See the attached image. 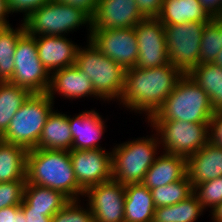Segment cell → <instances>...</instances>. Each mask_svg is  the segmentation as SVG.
Returning a JSON list of instances; mask_svg holds the SVG:
<instances>
[{
  "label": "cell",
  "mask_w": 222,
  "mask_h": 222,
  "mask_svg": "<svg viewBox=\"0 0 222 222\" xmlns=\"http://www.w3.org/2000/svg\"><path fill=\"white\" fill-rule=\"evenodd\" d=\"M23 23L26 31L35 37L65 36V33L87 24L86 26H89L87 41L91 37L92 19L81 9L54 0L35 10Z\"/></svg>",
  "instance_id": "52a82bcc"
},
{
  "label": "cell",
  "mask_w": 222,
  "mask_h": 222,
  "mask_svg": "<svg viewBox=\"0 0 222 222\" xmlns=\"http://www.w3.org/2000/svg\"><path fill=\"white\" fill-rule=\"evenodd\" d=\"M26 183L60 191L70 200L84 195L75 177L69 151L66 150H28Z\"/></svg>",
  "instance_id": "7a4b0ae2"
},
{
  "label": "cell",
  "mask_w": 222,
  "mask_h": 222,
  "mask_svg": "<svg viewBox=\"0 0 222 222\" xmlns=\"http://www.w3.org/2000/svg\"><path fill=\"white\" fill-rule=\"evenodd\" d=\"M209 141L222 148V110L215 111L210 119Z\"/></svg>",
  "instance_id": "d590c367"
},
{
  "label": "cell",
  "mask_w": 222,
  "mask_h": 222,
  "mask_svg": "<svg viewBox=\"0 0 222 222\" xmlns=\"http://www.w3.org/2000/svg\"><path fill=\"white\" fill-rule=\"evenodd\" d=\"M186 169L193 188L222 176V148L208 141L195 154L186 158Z\"/></svg>",
  "instance_id": "d6986e66"
},
{
  "label": "cell",
  "mask_w": 222,
  "mask_h": 222,
  "mask_svg": "<svg viewBox=\"0 0 222 222\" xmlns=\"http://www.w3.org/2000/svg\"><path fill=\"white\" fill-rule=\"evenodd\" d=\"M28 150L0 139V182L26 180Z\"/></svg>",
  "instance_id": "d4e9b609"
},
{
  "label": "cell",
  "mask_w": 222,
  "mask_h": 222,
  "mask_svg": "<svg viewBox=\"0 0 222 222\" xmlns=\"http://www.w3.org/2000/svg\"><path fill=\"white\" fill-rule=\"evenodd\" d=\"M73 137L68 123V115L54 110L49 114L42 129L37 149L72 150Z\"/></svg>",
  "instance_id": "7402d4cb"
},
{
  "label": "cell",
  "mask_w": 222,
  "mask_h": 222,
  "mask_svg": "<svg viewBox=\"0 0 222 222\" xmlns=\"http://www.w3.org/2000/svg\"><path fill=\"white\" fill-rule=\"evenodd\" d=\"M188 75L209 95L214 110H222V67L215 63H200Z\"/></svg>",
  "instance_id": "484cf974"
},
{
  "label": "cell",
  "mask_w": 222,
  "mask_h": 222,
  "mask_svg": "<svg viewBox=\"0 0 222 222\" xmlns=\"http://www.w3.org/2000/svg\"><path fill=\"white\" fill-rule=\"evenodd\" d=\"M84 11L91 19L96 13L98 0H54Z\"/></svg>",
  "instance_id": "f35d334b"
},
{
  "label": "cell",
  "mask_w": 222,
  "mask_h": 222,
  "mask_svg": "<svg viewBox=\"0 0 222 222\" xmlns=\"http://www.w3.org/2000/svg\"><path fill=\"white\" fill-rule=\"evenodd\" d=\"M219 31L222 34V16L219 17Z\"/></svg>",
  "instance_id": "f6af8a7d"
},
{
  "label": "cell",
  "mask_w": 222,
  "mask_h": 222,
  "mask_svg": "<svg viewBox=\"0 0 222 222\" xmlns=\"http://www.w3.org/2000/svg\"><path fill=\"white\" fill-rule=\"evenodd\" d=\"M157 18L163 25L212 20L198 0H164Z\"/></svg>",
  "instance_id": "44dd1931"
},
{
  "label": "cell",
  "mask_w": 222,
  "mask_h": 222,
  "mask_svg": "<svg viewBox=\"0 0 222 222\" xmlns=\"http://www.w3.org/2000/svg\"><path fill=\"white\" fill-rule=\"evenodd\" d=\"M203 211L198 197L193 193L177 204L155 208L152 222H195Z\"/></svg>",
  "instance_id": "83f0119b"
},
{
  "label": "cell",
  "mask_w": 222,
  "mask_h": 222,
  "mask_svg": "<svg viewBox=\"0 0 222 222\" xmlns=\"http://www.w3.org/2000/svg\"><path fill=\"white\" fill-rule=\"evenodd\" d=\"M214 112L209 95L188 74H184L162 107L149 120L209 123Z\"/></svg>",
  "instance_id": "3957f363"
},
{
  "label": "cell",
  "mask_w": 222,
  "mask_h": 222,
  "mask_svg": "<svg viewBox=\"0 0 222 222\" xmlns=\"http://www.w3.org/2000/svg\"><path fill=\"white\" fill-rule=\"evenodd\" d=\"M70 117L68 123L73 137L72 150L105 149L98 143L106 127L99 113L91 109Z\"/></svg>",
  "instance_id": "ac0fdd59"
},
{
  "label": "cell",
  "mask_w": 222,
  "mask_h": 222,
  "mask_svg": "<svg viewBox=\"0 0 222 222\" xmlns=\"http://www.w3.org/2000/svg\"><path fill=\"white\" fill-rule=\"evenodd\" d=\"M157 132L163 152L189 157L209 141V123L180 120H148Z\"/></svg>",
  "instance_id": "ba28073f"
},
{
  "label": "cell",
  "mask_w": 222,
  "mask_h": 222,
  "mask_svg": "<svg viewBox=\"0 0 222 222\" xmlns=\"http://www.w3.org/2000/svg\"><path fill=\"white\" fill-rule=\"evenodd\" d=\"M183 75L171 63L155 68H128L119 102L135 113L145 112L149 120L162 107Z\"/></svg>",
  "instance_id": "6da1fadb"
},
{
  "label": "cell",
  "mask_w": 222,
  "mask_h": 222,
  "mask_svg": "<svg viewBox=\"0 0 222 222\" xmlns=\"http://www.w3.org/2000/svg\"><path fill=\"white\" fill-rule=\"evenodd\" d=\"M206 23L208 22L164 25L168 59L183 74H188L200 64L201 36Z\"/></svg>",
  "instance_id": "30bf717a"
},
{
  "label": "cell",
  "mask_w": 222,
  "mask_h": 222,
  "mask_svg": "<svg viewBox=\"0 0 222 222\" xmlns=\"http://www.w3.org/2000/svg\"><path fill=\"white\" fill-rule=\"evenodd\" d=\"M159 145L157 134H153L149 138L147 135L114 146L111 152L112 179L123 185L142 183L158 155Z\"/></svg>",
  "instance_id": "5b68a950"
},
{
  "label": "cell",
  "mask_w": 222,
  "mask_h": 222,
  "mask_svg": "<svg viewBox=\"0 0 222 222\" xmlns=\"http://www.w3.org/2000/svg\"><path fill=\"white\" fill-rule=\"evenodd\" d=\"M78 185L87 188L112 179V154L105 149L70 150Z\"/></svg>",
  "instance_id": "5bb4252c"
},
{
  "label": "cell",
  "mask_w": 222,
  "mask_h": 222,
  "mask_svg": "<svg viewBox=\"0 0 222 222\" xmlns=\"http://www.w3.org/2000/svg\"><path fill=\"white\" fill-rule=\"evenodd\" d=\"M157 156L142 184L149 190L183 179L187 175L186 157L166 152Z\"/></svg>",
  "instance_id": "ffe728a7"
},
{
  "label": "cell",
  "mask_w": 222,
  "mask_h": 222,
  "mask_svg": "<svg viewBox=\"0 0 222 222\" xmlns=\"http://www.w3.org/2000/svg\"><path fill=\"white\" fill-rule=\"evenodd\" d=\"M145 18L135 0H98L91 28L120 29L135 27Z\"/></svg>",
  "instance_id": "9a60e30c"
},
{
  "label": "cell",
  "mask_w": 222,
  "mask_h": 222,
  "mask_svg": "<svg viewBox=\"0 0 222 222\" xmlns=\"http://www.w3.org/2000/svg\"><path fill=\"white\" fill-rule=\"evenodd\" d=\"M10 14L6 0H0V28H4L10 26L9 21H7L6 17Z\"/></svg>",
  "instance_id": "b9f144b4"
},
{
  "label": "cell",
  "mask_w": 222,
  "mask_h": 222,
  "mask_svg": "<svg viewBox=\"0 0 222 222\" xmlns=\"http://www.w3.org/2000/svg\"><path fill=\"white\" fill-rule=\"evenodd\" d=\"M154 211L151 190L142 183L125 185L124 222H152Z\"/></svg>",
  "instance_id": "603a6c76"
},
{
  "label": "cell",
  "mask_w": 222,
  "mask_h": 222,
  "mask_svg": "<svg viewBox=\"0 0 222 222\" xmlns=\"http://www.w3.org/2000/svg\"><path fill=\"white\" fill-rule=\"evenodd\" d=\"M89 40L104 55L125 69L135 67L139 52L134 27L120 29L91 28Z\"/></svg>",
  "instance_id": "8fae6325"
},
{
  "label": "cell",
  "mask_w": 222,
  "mask_h": 222,
  "mask_svg": "<svg viewBox=\"0 0 222 222\" xmlns=\"http://www.w3.org/2000/svg\"><path fill=\"white\" fill-rule=\"evenodd\" d=\"M51 0H6L10 13H24L23 20L29 17L35 10L42 7Z\"/></svg>",
  "instance_id": "e575fe53"
},
{
  "label": "cell",
  "mask_w": 222,
  "mask_h": 222,
  "mask_svg": "<svg viewBox=\"0 0 222 222\" xmlns=\"http://www.w3.org/2000/svg\"><path fill=\"white\" fill-rule=\"evenodd\" d=\"M54 102L47 93H32L11 119L0 139L27 150L35 149Z\"/></svg>",
  "instance_id": "8992f818"
},
{
  "label": "cell",
  "mask_w": 222,
  "mask_h": 222,
  "mask_svg": "<svg viewBox=\"0 0 222 222\" xmlns=\"http://www.w3.org/2000/svg\"><path fill=\"white\" fill-rule=\"evenodd\" d=\"M70 199L57 190L36 184L26 183L23 202L31 211L42 212L45 216H54L63 209Z\"/></svg>",
  "instance_id": "cb8c5ba5"
},
{
  "label": "cell",
  "mask_w": 222,
  "mask_h": 222,
  "mask_svg": "<svg viewBox=\"0 0 222 222\" xmlns=\"http://www.w3.org/2000/svg\"><path fill=\"white\" fill-rule=\"evenodd\" d=\"M80 201V199L70 200L52 217L51 222H93L89 206L86 209L81 207Z\"/></svg>",
  "instance_id": "d6a6232c"
},
{
  "label": "cell",
  "mask_w": 222,
  "mask_h": 222,
  "mask_svg": "<svg viewBox=\"0 0 222 222\" xmlns=\"http://www.w3.org/2000/svg\"><path fill=\"white\" fill-rule=\"evenodd\" d=\"M59 93L68 99H80L82 97L100 98L94 90L93 83L89 76L79 70L76 65L68 66L51 72L50 85L47 94L54 101L53 95Z\"/></svg>",
  "instance_id": "2e32d148"
},
{
  "label": "cell",
  "mask_w": 222,
  "mask_h": 222,
  "mask_svg": "<svg viewBox=\"0 0 222 222\" xmlns=\"http://www.w3.org/2000/svg\"><path fill=\"white\" fill-rule=\"evenodd\" d=\"M38 56L41 63L51 74V71L75 65L79 46L65 36L36 37Z\"/></svg>",
  "instance_id": "e0dca14e"
},
{
  "label": "cell",
  "mask_w": 222,
  "mask_h": 222,
  "mask_svg": "<svg viewBox=\"0 0 222 222\" xmlns=\"http://www.w3.org/2000/svg\"><path fill=\"white\" fill-rule=\"evenodd\" d=\"M26 180L0 182V209L21 205L24 198Z\"/></svg>",
  "instance_id": "836d02e7"
},
{
  "label": "cell",
  "mask_w": 222,
  "mask_h": 222,
  "mask_svg": "<svg viewBox=\"0 0 222 222\" xmlns=\"http://www.w3.org/2000/svg\"><path fill=\"white\" fill-rule=\"evenodd\" d=\"M26 32L22 22L20 27L0 28V82H9L14 72V53L20 37Z\"/></svg>",
  "instance_id": "f1b7e54d"
},
{
  "label": "cell",
  "mask_w": 222,
  "mask_h": 222,
  "mask_svg": "<svg viewBox=\"0 0 222 222\" xmlns=\"http://www.w3.org/2000/svg\"><path fill=\"white\" fill-rule=\"evenodd\" d=\"M13 58L14 72L9 83L31 93H47L51 74L39 59L36 37L26 31L17 43Z\"/></svg>",
  "instance_id": "9c48e42d"
},
{
  "label": "cell",
  "mask_w": 222,
  "mask_h": 222,
  "mask_svg": "<svg viewBox=\"0 0 222 222\" xmlns=\"http://www.w3.org/2000/svg\"><path fill=\"white\" fill-rule=\"evenodd\" d=\"M87 43L86 48L78 49L76 67L89 76L100 100L119 101L124 91L126 69L104 55L90 40Z\"/></svg>",
  "instance_id": "277c9868"
},
{
  "label": "cell",
  "mask_w": 222,
  "mask_h": 222,
  "mask_svg": "<svg viewBox=\"0 0 222 222\" xmlns=\"http://www.w3.org/2000/svg\"><path fill=\"white\" fill-rule=\"evenodd\" d=\"M134 30L139 52L136 67L155 68L170 63L164 25L157 17L141 20Z\"/></svg>",
  "instance_id": "4fadbf2b"
},
{
  "label": "cell",
  "mask_w": 222,
  "mask_h": 222,
  "mask_svg": "<svg viewBox=\"0 0 222 222\" xmlns=\"http://www.w3.org/2000/svg\"><path fill=\"white\" fill-rule=\"evenodd\" d=\"M25 214V222H51L53 216H45L42 212L31 211V209L22 201L20 205Z\"/></svg>",
  "instance_id": "60d3db41"
},
{
  "label": "cell",
  "mask_w": 222,
  "mask_h": 222,
  "mask_svg": "<svg viewBox=\"0 0 222 222\" xmlns=\"http://www.w3.org/2000/svg\"><path fill=\"white\" fill-rule=\"evenodd\" d=\"M193 189L203 209L209 207L213 211L222 202V176L199 183Z\"/></svg>",
  "instance_id": "1f68e13d"
},
{
  "label": "cell",
  "mask_w": 222,
  "mask_h": 222,
  "mask_svg": "<svg viewBox=\"0 0 222 222\" xmlns=\"http://www.w3.org/2000/svg\"><path fill=\"white\" fill-rule=\"evenodd\" d=\"M213 63L220 65L222 67V49L220 50V52L216 56V59Z\"/></svg>",
  "instance_id": "ee69618b"
},
{
  "label": "cell",
  "mask_w": 222,
  "mask_h": 222,
  "mask_svg": "<svg viewBox=\"0 0 222 222\" xmlns=\"http://www.w3.org/2000/svg\"><path fill=\"white\" fill-rule=\"evenodd\" d=\"M141 13L146 17H157L164 0H135Z\"/></svg>",
  "instance_id": "8d00e7d4"
},
{
  "label": "cell",
  "mask_w": 222,
  "mask_h": 222,
  "mask_svg": "<svg viewBox=\"0 0 222 222\" xmlns=\"http://www.w3.org/2000/svg\"><path fill=\"white\" fill-rule=\"evenodd\" d=\"M206 13L213 19L222 16V0H198Z\"/></svg>",
  "instance_id": "ab89813d"
},
{
  "label": "cell",
  "mask_w": 222,
  "mask_h": 222,
  "mask_svg": "<svg viewBox=\"0 0 222 222\" xmlns=\"http://www.w3.org/2000/svg\"><path fill=\"white\" fill-rule=\"evenodd\" d=\"M0 222H25V214L20 205L0 209Z\"/></svg>",
  "instance_id": "74e56055"
},
{
  "label": "cell",
  "mask_w": 222,
  "mask_h": 222,
  "mask_svg": "<svg viewBox=\"0 0 222 222\" xmlns=\"http://www.w3.org/2000/svg\"><path fill=\"white\" fill-rule=\"evenodd\" d=\"M155 208L165 207L186 200L194 193L191 182L186 175L183 179L151 189Z\"/></svg>",
  "instance_id": "f546056e"
},
{
  "label": "cell",
  "mask_w": 222,
  "mask_h": 222,
  "mask_svg": "<svg viewBox=\"0 0 222 222\" xmlns=\"http://www.w3.org/2000/svg\"><path fill=\"white\" fill-rule=\"evenodd\" d=\"M222 49V34L219 31V17L206 23L200 44V63H213Z\"/></svg>",
  "instance_id": "4dcf8cb0"
},
{
  "label": "cell",
  "mask_w": 222,
  "mask_h": 222,
  "mask_svg": "<svg viewBox=\"0 0 222 222\" xmlns=\"http://www.w3.org/2000/svg\"><path fill=\"white\" fill-rule=\"evenodd\" d=\"M93 222H124L125 185L110 179L84 191Z\"/></svg>",
  "instance_id": "7c38bea8"
},
{
  "label": "cell",
  "mask_w": 222,
  "mask_h": 222,
  "mask_svg": "<svg viewBox=\"0 0 222 222\" xmlns=\"http://www.w3.org/2000/svg\"><path fill=\"white\" fill-rule=\"evenodd\" d=\"M211 212L213 222H222V202Z\"/></svg>",
  "instance_id": "7bdbcfd3"
},
{
  "label": "cell",
  "mask_w": 222,
  "mask_h": 222,
  "mask_svg": "<svg viewBox=\"0 0 222 222\" xmlns=\"http://www.w3.org/2000/svg\"><path fill=\"white\" fill-rule=\"evenodd\" d=\"M32 93L18 85L0 82V138L8 129L11 119Z\"/></svg>",
  "instance_id": "4316f807"
}]
</instances>
